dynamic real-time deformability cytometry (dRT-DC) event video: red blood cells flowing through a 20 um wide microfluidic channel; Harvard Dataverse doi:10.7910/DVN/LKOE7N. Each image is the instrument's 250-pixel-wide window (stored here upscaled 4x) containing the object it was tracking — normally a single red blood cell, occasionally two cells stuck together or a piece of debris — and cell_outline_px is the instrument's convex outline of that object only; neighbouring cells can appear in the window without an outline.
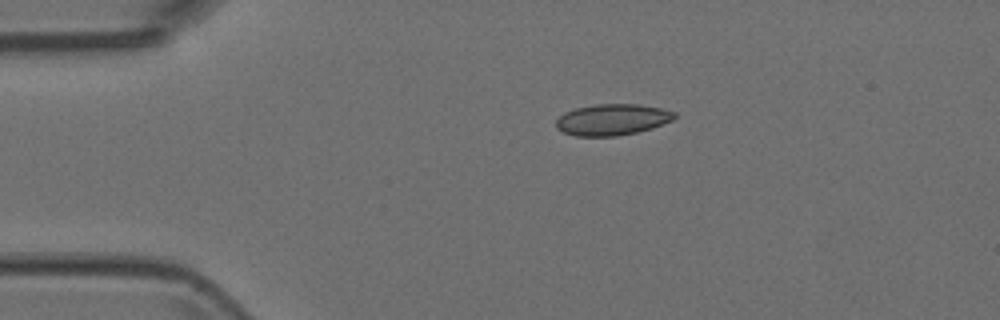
{"species": "Egyptian fruit bat (a non-hibernating species)", "species_latin": "Rousettus aegyptiacus", "temperature_condition": "room temperature", "stored_images_in_passage": 2, "camera_frame_rate_fps": 3000, "um_per_image_px": 0.085, "animal": {"sex": "female"}, "frame": {"image": 1, "passage_image": 1, "time_ms": 0.0, "image_size_px": [1000, 320], "cell_outline_px": [[676, 116], [672, 120], [652, 128], [636, 132], [616, 136], [576, 136], [564, 132], [556, 128], [556, 120], [564, 112], [576, 108], [596, 104], [640, 104], [660, 108], [676, 112]], "centroid_in_image_um": [52.03, 10.16], "position_along_channel_um": 33.0, "area_um2": 21.5}}
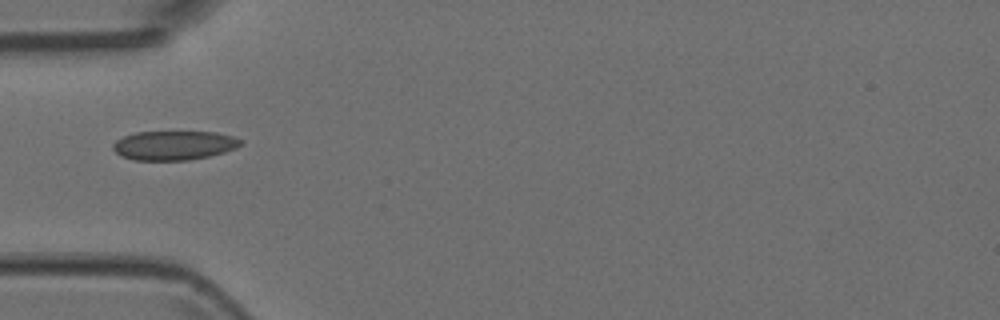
{"frame": {"image": 2, "passage_image": 2, "time_ms": 0.333, "image_size_px": [1000, 320], "cell_outline_px": [[244, 140], [236, 148], [224, 152], [208, 156], [188, 160], [136, 160], [120, 156], [112, 148], [112, 144], [116, 140], [124, 136], [136, 132], [216, 132], [232, 136]], "centroid_in_image_um": [14.77, 12.35], "position_along_channel_um": 70.2, "area_um2": 21.68}}